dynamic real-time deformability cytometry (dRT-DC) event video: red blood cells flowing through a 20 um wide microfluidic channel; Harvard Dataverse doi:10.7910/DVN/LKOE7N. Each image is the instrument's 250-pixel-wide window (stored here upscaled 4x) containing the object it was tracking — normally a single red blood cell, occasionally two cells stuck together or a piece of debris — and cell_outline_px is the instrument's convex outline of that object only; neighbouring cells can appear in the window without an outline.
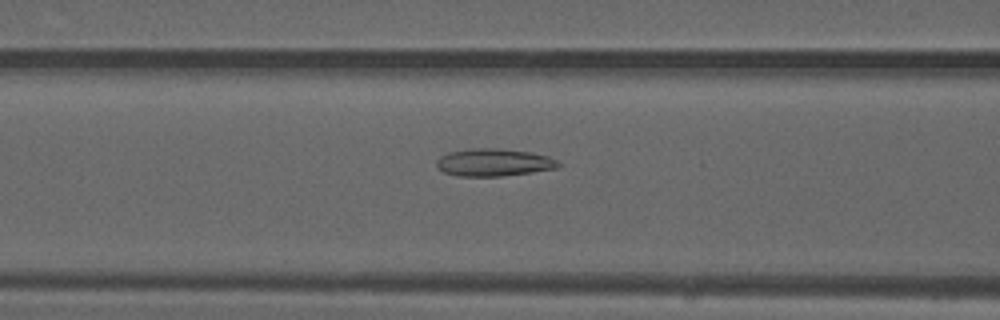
{"species": "common noctule bat (a hibernating species)", "species_latin": "Nyctalus noctula", "temperature_condition": "warm", "stored_images_in_passage": 47, "camera_frame_rate_fps": 3000, "um_per_image_px": 0.085, "animal": {"sex": "male", "forearm_length_mm": 52.5}, "frame": {"image": 1, "passage_image": 17, "time_ms": 5.333, "image_size_px": [1000, 320], "cell_outline_px": [[560, 164], [556, 168], [532, 172], [504, 176], [456, 176], [444, 172], [436, 168], [436, 160], [440, 156], [448, 152], [472, 148], [496, 148], [532, 152], [548, 156], [556, 160]], "centroid_in_image_um": [41.92, 13.8], "position_along_channel_um": 124.7, "area_um2": 19.65}}
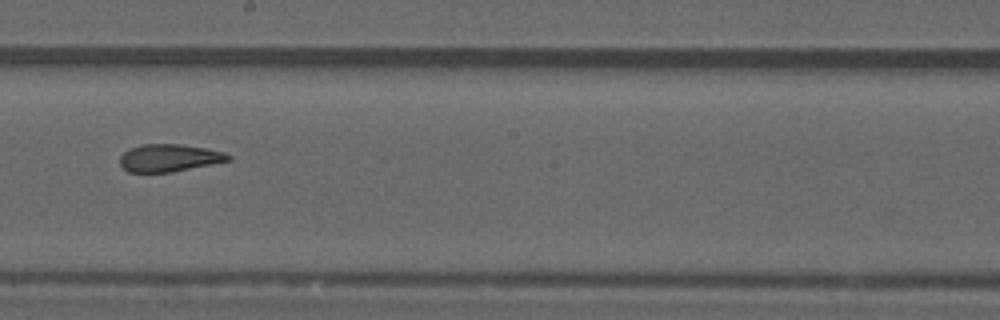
{"frame": {"image": 2, "passage_image": 25, "time_ms": 8.0, "image_size_px": [1000, 320], "cell_outline_px": [[232, 160], [172, 172], [128, 172], [120, 164], [120, 156], [128, 148], [144, 144], [180, 144], [204, 148], [224, 152], [232, 156]], "centroid_in_image_um": [14.38, 13.42], "position_along_channel_um": 233.8, "area_um2": 17.34}}
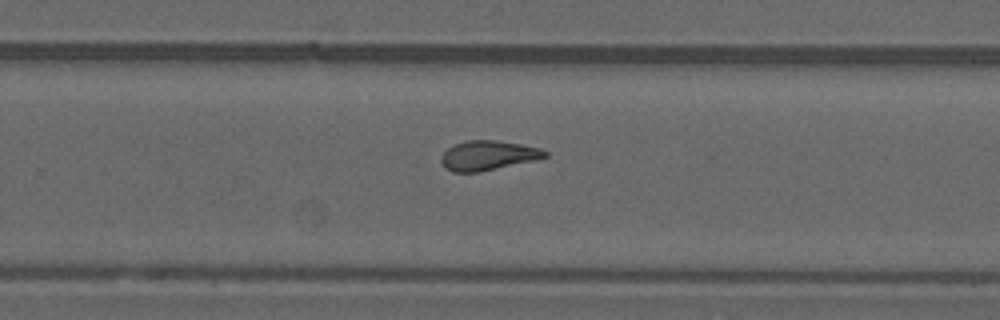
{"frame": {"image": 3, "passage_image": 29, "time_ms": 9.333, "image_size_px": [1000, 320], "cell_outline_px": [[548, 156], [536, 160], [480, 172], [452, 172], [444, 168], [440, 160], [440, 156], [452, 144], [468, 140], [496, 140], [520, 144], [540, 148], [548, 152]], "centroid_in_image_um": [41.45, 13.22], "position_along_channel_um": 288.3, "area_um2": 18.09}, "authors_computed_cell_mechanics": {"area_um2": 18.6694, "velocity_mm_per_s": 4.105, "shape_relaxation_time_tau1_ms": null, "shape_relaxation_time_tau2_ms": 1.8293, "deformation_change_tau1": null, "deformation_change_tau2": 0.1024}}